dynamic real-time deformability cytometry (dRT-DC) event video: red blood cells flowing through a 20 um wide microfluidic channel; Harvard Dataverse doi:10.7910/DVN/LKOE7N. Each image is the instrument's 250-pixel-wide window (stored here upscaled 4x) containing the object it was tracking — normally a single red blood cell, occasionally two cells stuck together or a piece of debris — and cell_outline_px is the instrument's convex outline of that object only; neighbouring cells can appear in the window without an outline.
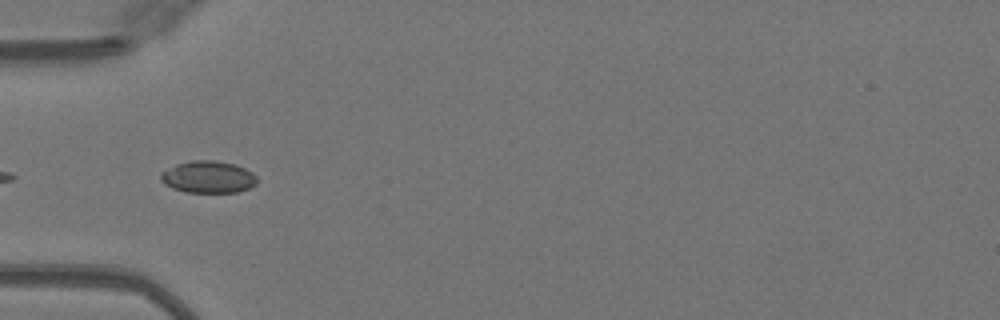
{"species": "Egyptian fruit bat (a non-hibernating species)", "species_latin": "Rousettus aegyptiacus", "temperature_condition": "warm", "stored_images_in_passage": 36, "camera_frame_rate_fps": 3000, "um_per_image_px": 0.085, "animal": {"sex": "female"}, "frame": {"image": 1, "passage_image": 2, "time_ms": 0.333, "image_size_px": [1000, 320], "cell_outline_px": [[256, 184], [248, 188], [236, 192], [184, 192], [172, 188], [164, 184], [160, 180], [160, 172], [176, 164], [192, 160], [212, 160], [236, 164], [252, 172], [256, 176]], "centroid_in_image_um": [17.66, 15.04], "position_along_channel_um": 67.3, "area_um2": 18.03}}
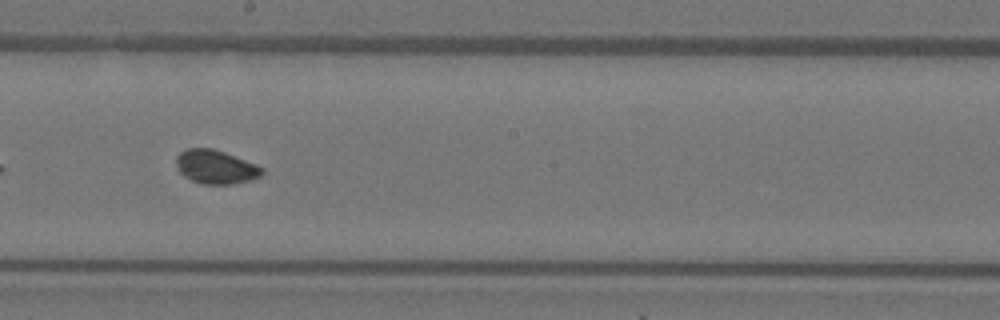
{"frame": {"image": 2, "passage_image": 14, "time_ms": 4.333, "image_size_px": [1000, 320], "cell_outline_px": [[264, 172], [260, 176], [248, 180], [232, 184], [200, 184], [184, 176], [176, 168], [176, 156], [180, 152], [188, 148], [212, 148], [224, 152], [256, 164], [264, 168]], "centroid_in_image_um": [18.31, 14.18], "position_along_channel_um": 229.9, "area_um2": 16.88}}
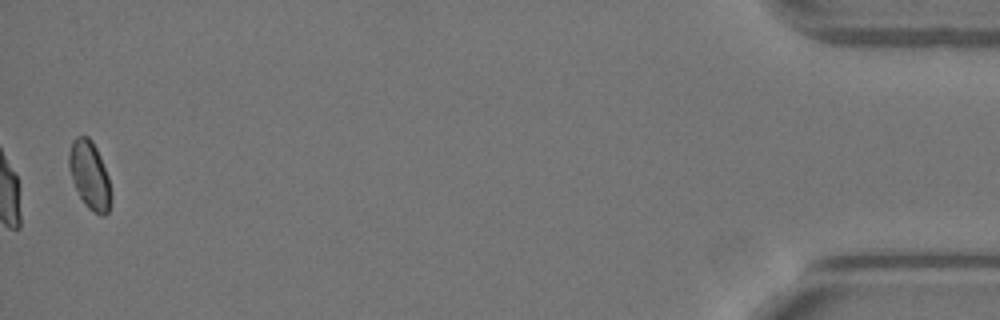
{"frame": {"image": 3, "passage_image": 35, "time_ms": 11.333, "image_size_px": [1000, 320], "cell_outline_px": [[112, 200], [108, 212], [104, 216], [100, 216], [88, 208], [84, 204], [72, 180], [68, 164], [68, 152], [72, 140], [76, 136], [88, 136], [92, 140], [100, 156], [108, 176], [112, 192]], "centroid_in_image_um": [7.63, 14.9], "position_along_channel_um": 427.6, "area_um2": 16.88}, "authors_computed_cell_mechanics": {"area_um2": 16.8776, "velocity_mm_per_s": 4.059, "shape_relaxation_time_tau1_ms": 2.9149, "shape_relaxation_time_tau2_ms": 0.9113, "deformation_change_tau1": 0.0538, "deformation_change_tau2": 0.0376}}